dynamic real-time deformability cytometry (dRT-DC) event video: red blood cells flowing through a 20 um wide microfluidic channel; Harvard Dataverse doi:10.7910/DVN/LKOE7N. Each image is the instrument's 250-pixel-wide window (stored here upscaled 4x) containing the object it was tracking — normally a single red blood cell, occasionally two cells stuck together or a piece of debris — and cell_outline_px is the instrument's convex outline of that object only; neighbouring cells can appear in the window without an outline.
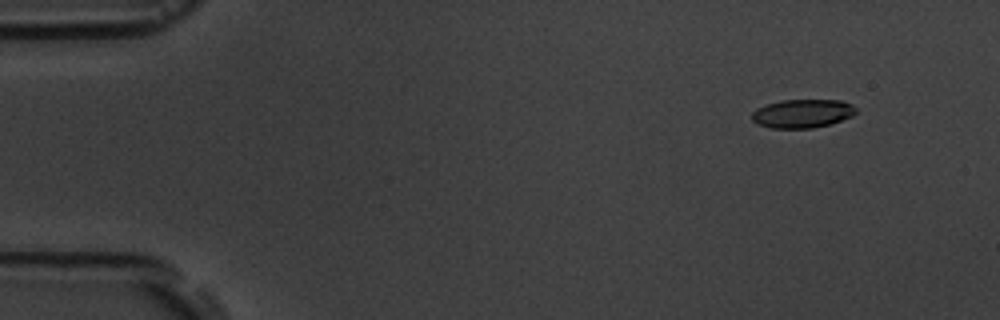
{"species": "common noctule bat (a hibernating species)", "species_latin": "Nyctalus noctula", "temperature_condition": "room temperature", "stored_images_in_passage": 6, "camera_frame_rate_fps": 3000, "um_per_image_px": 0.085, "animal": {"sex": "male", "body_mass_g": 19.5, "forearm_length_mm": 54.6}, "frame": {"image": 1, "passage_image": 2, "time_ms": 1.0, "image_size_px": [1000, 320], "cell_outline_px": [[856, 112], [852, 116], [828, 124], [812, 128], [772, 128], [756, 124], [752, 120], [752, 112], [756, 108], [780, 100], [840, 100], [852, 104], [856, 108]], "centroid_in_image_um": [68.18, 9.64], "position_along_channel_um": 16.8, "area_um2": 17.28}}